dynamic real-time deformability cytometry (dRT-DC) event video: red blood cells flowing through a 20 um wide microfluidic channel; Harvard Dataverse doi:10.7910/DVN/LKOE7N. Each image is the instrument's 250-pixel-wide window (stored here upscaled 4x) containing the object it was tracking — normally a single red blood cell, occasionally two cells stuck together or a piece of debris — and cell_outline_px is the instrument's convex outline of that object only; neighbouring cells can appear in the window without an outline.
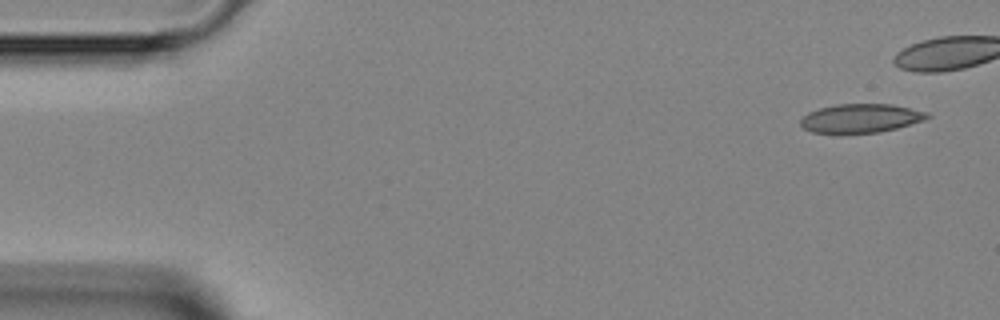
{"species": "Egyptian fruit bat (a non-hibernating species)", "species_latin": "Rousettus aegyptiacus", "temperature_condition": "room temperature", "stored_images_in_passage": 4, "camera_frame_rate_fps": 3000, "um_per_image_px": 0.085, "animal": {"sex": "female"}, "frame": {"image": 1, "passage_image": 1, "time_ms": 0.0, "image_size_px": [1000, 320], "cell_outline_px": [[932, 116], [924, 120], [896, 128], [880, 132], [840, 136], [832, 136], [812, 132], [804, 128], [800, 124], [800, 120], [808, 112], [820, 108], [836, 104], [892, 104], [928, 112]], "centroid_in_image_um": [73.11, 10.1], "position_along_channel_um": 11.9, "area_um2": 22.08}}